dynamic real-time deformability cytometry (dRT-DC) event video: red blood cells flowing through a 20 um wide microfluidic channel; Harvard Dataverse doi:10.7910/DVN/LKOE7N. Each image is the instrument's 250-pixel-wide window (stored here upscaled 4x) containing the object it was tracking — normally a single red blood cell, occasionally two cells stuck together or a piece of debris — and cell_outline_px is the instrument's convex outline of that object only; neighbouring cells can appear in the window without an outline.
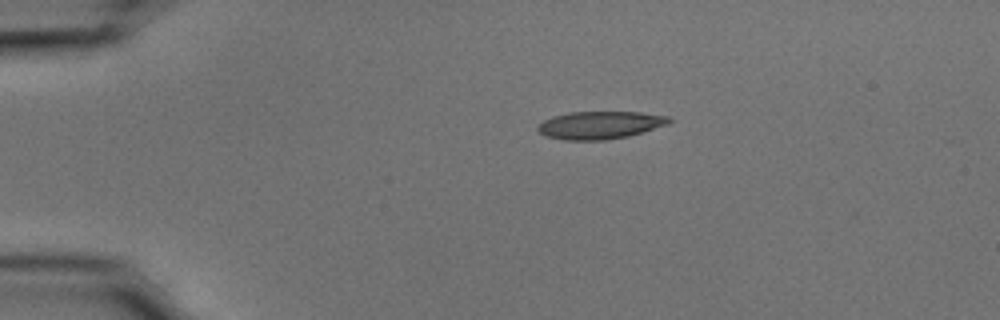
{"species": "common noctule bat (a hibernating species)", "species_latin": "Nyctalus noctula", "temperature_condition": "cold", "stored_images_in_passage": 38, "camera_frame_rate_fps": 3000, "um_per_image_px": 0.085, "animal": {"sex": "male", "body_mass_g": 15.6}, "frame": {"image": 1, "passage_image": 1, "time_ms": 0.0, "image_size_px": [1000, 320], "cell_outline_px": [[672, 120], [668, 124], [628, 136], [604, 140], [564, 140], [544, 136], [536, 128], [544, 120], [552, 116], [568, 112], [640, 112], [668, 116]], "centroid_in_image_um": [50.97, 10.63], "position_along_channel_um": 34.0, "area_um2": 21.15}}
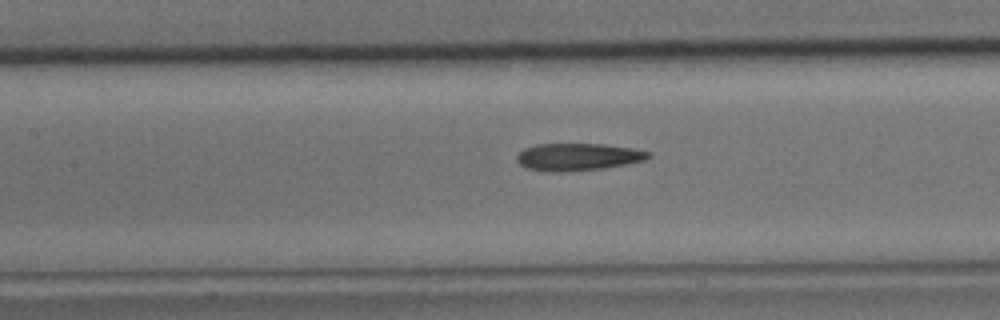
{"frame": {"image": 2, "passage_image": 15, "time_ms": 4.667, "image_size_px": [1000, 320], "cell_outline_px": [[652, 156], [648, 160], [604, 168], [560, 172], [552, 172], [528, 168], [520, 164], [516, 160], [516, 156], [524, 148], [536, 144], [604, 144], [632, 148], [652, 152]], "centroid_in_image_um": [49.17, 13.33], "position_along_channel_um": 158.2, "area_um2": 21.04}}
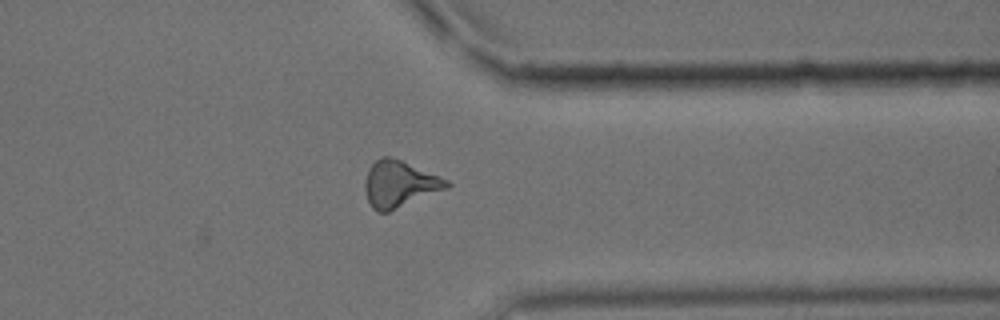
{"frame": {"image": 3, "passage_image": 33, "time_ms": 10.667, "image_size_px": [1000, 320], "cell_outline_px": [[452, 184], [448, 188], [388, 212], [376, 212], [372, 208], [368, 200], [364, 188], [364, 180], [368, 168], [380, 156], [388, 156], [400, 160], [440, 176], [448, 180]], "centroid_in_image_um": [33.93, 15.64], "position_along_channel_um": 377.5, "area_um2": 22.14}, "authors_computed_cell_mechanics": {"area_um2": 21.2415, "velocity_mm_per_s": 3.7018, "shape_relaxation_time_tau1_ms": null, "shape_relaxation_time_tau2_ms": 2.8974, "deformation_change_tau1": null, "deformation_change_tau2": 0.1259}}